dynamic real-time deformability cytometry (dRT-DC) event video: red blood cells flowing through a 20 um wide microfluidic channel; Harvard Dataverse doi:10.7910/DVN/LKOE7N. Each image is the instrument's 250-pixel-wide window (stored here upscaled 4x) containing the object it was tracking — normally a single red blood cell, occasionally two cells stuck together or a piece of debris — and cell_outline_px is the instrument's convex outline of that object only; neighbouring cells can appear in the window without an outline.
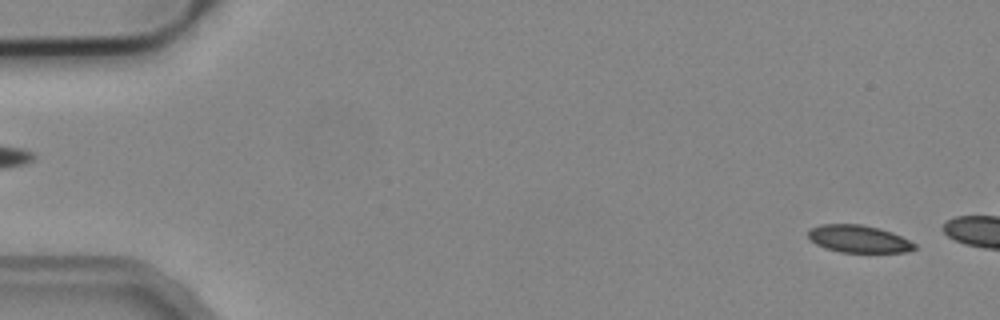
{"species": "common noctule bat (a hibernating species)", "species_latin": "Nyctalus noctula", "temperature_condition": "cold", "stored_images_in_passage": 3, "segment_of_instrument_passage": [2, 2], "camera_frame_rate_fps": 3000, "um_per_image_px": 0.085, "animal": {"sex": "male", "body_mass_g": 19.2, "forearm_length_mm": 51.8}, "frame": {"image": 1, "passage_image": 3, "time_ms": 0.667, "image_size_px": [1000, 320], "cell_outline_px": [[916, 248], [904, 252], [840, 252], [824, 248], [816, 244], [808, 236], [808, 232], [812, 228], [820, 224], [860, 224], [880, 228], [892, 232], [916, 244]], "centroid_in_image_um": [72.97, 20.3], "position_along_channel_um": 12.0, "area_um2": 16.88}}